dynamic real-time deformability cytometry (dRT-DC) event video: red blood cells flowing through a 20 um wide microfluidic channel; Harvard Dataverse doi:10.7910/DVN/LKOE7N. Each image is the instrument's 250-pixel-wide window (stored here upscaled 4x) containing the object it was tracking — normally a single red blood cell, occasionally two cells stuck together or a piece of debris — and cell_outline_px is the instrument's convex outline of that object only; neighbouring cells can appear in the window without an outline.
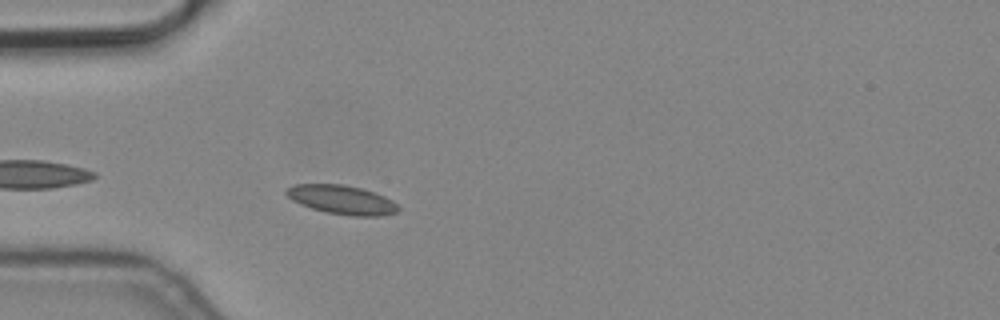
{"species": "common noctule bat (a hibernating species)", "species_latin": "Nyctalus noctula", "temperature_condition": "cold", "stored_images_in_passage": 4, "camera_frame_rate_fps": 3000, "um_per_image_px": 0.085, "animal": {"sex": "male", "body_mass_g": 19.2, "forearm_length_mm": 51.8}, "frame": {"image": 1, "passage_image": 4, "time_ms": 1.0, "image_size_px": [1000, 320], "cell_outline_px": [[400, 212], [376, 216], [352, 216], [328, 212], [312, 208], [300, 204], [292, 200], [284, 192], [284, 188], [292, 184], [344, 184], [376, 192], [392, 200], [400, 208]], "centroid_in_image_um": [29.05, 16.96], "position_along_channel_um": 56.0, "area_um2": 19.02}}